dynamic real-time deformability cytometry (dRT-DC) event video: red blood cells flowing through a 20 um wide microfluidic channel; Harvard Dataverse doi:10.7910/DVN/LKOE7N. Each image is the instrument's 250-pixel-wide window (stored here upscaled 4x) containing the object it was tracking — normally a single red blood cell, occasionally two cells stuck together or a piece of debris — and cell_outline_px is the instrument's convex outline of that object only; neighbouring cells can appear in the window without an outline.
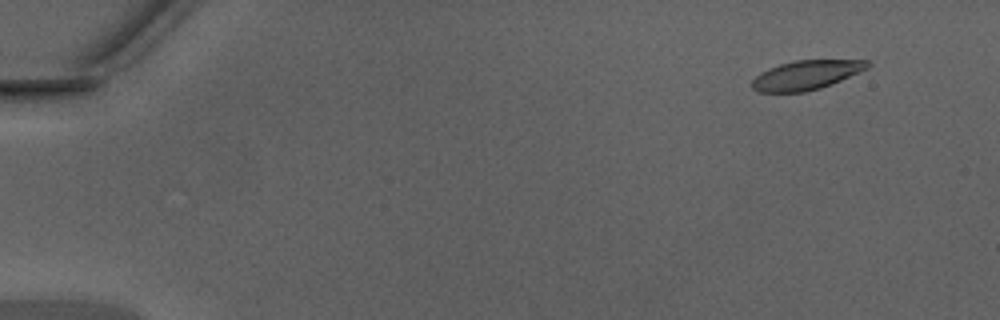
{"species": "Egyptian fruit bat (a non-hibernating species)", "species_latin": "Rousettus aegyptiacus", "temperature_condition": "warm", "stored_images_in_passage": 47, "camera_frame_rate_fps": 3000, "um_per_image_px": 0.085, "animal": {"sex": "male"}, "frame": {"image": 1, "passage_image": 3, "time_ms": 0.667, "image_size_px": [1000, 320], "cell_outline_px": [[872, 64], [868, 68], [832, 84], [820, 88], [804, 92], [756, 92], [752, 88], [752, 80], [760, 72], [768, 68], [780, 64], [796, 60], [868, 60]], "centroid_in_image_um": [68.52, 6.38], "position_along_channel_um": 16.5, "area_um2": 19.71}}
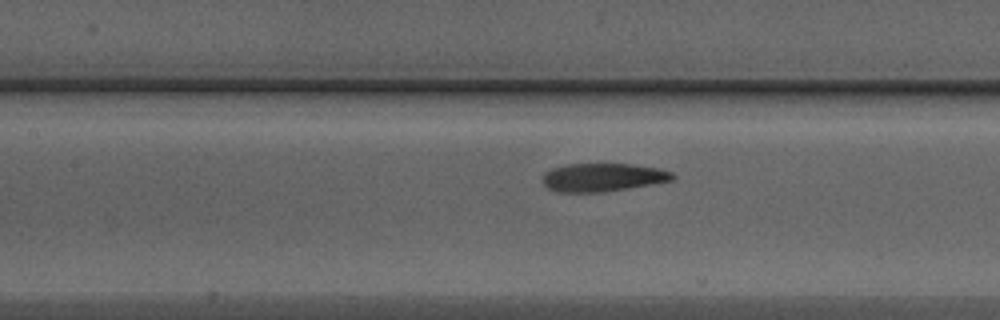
{"frame": {"image": 2, "passage_image": 22, "time_ms": 7.0, "image_size_px": [1000, 320], "cell_outline_px": [[676, 176], [672, 180], [604, 192], [556, 192], [548, 188], [544, 184], [544, 172], [552, 168], [568, 164], [632, 164], [656, 168], [672, 172]], "centroid_in_image_um": [51.21, 15.07], "position_along_channel_um": 156.2, "area_um2": 21.15}}
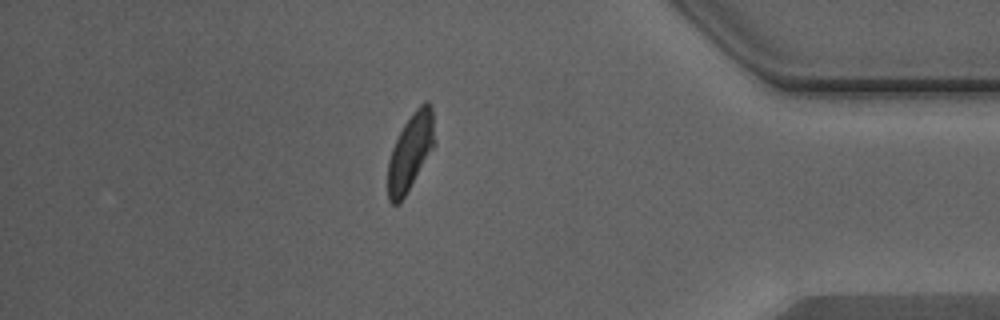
{"frame": {"image": 3, "passage_image": 41, "time_ms": 13.333, "image_size_px": [1000, 320], "cell_outline_px": [[436, 144], [400, 204], [392, 204], [388, 200], [388, 160], [392, 148], [404, 124], [412, 112], [424, 100], [428, 100], [432, 104]], "centroid_in_image_um": [34.91, 12.87], "position_along_channel_um": 400.3, "area_um2": 21.21}, "authors_computed_cell_mechanics": {"area_um2": 21.6172, "velocity_mm_per_s": 4.3413, "shape_relaxation_time_tau1_ms": 4.0134, "shape_relaxation_time_tau2_ms": 1.655, "deformation_change_tau1": 0.1646, "deformation_change_tau2": 0.0932}}